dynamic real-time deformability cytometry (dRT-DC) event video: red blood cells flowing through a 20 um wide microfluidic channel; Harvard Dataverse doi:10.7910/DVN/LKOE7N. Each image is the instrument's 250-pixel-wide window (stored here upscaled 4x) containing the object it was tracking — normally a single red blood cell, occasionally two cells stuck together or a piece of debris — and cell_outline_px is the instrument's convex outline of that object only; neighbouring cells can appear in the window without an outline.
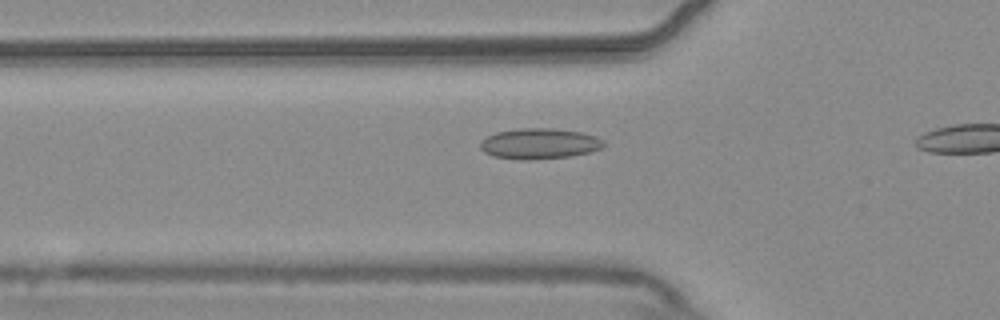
{"species": "common noctule bat (a hibernating species)", "species_latin": "Nyctalus noctula", "temperature_condition": "warm", "stored_images_in_passage": 12, "camera_frame_rate_fps": 3000, "um_per_image_px": 0.085, "animal": {"sex": "male", "body_mass_g": 20.4}, "frame": {"image": 1, "passage_image": 10, "time_ms": 3.0, "image_size_px": [1000, 320], "cell_outline_px": [[608, 144], [604, 148], [592, 152], [572, 156], [528, 160], [520, 160], [492, 156], [484, 152], [480, 148], [480, 144], [488, 136], [496, 132], [520, 128], [552, 128], [580, 132], [596, 136], [604, 140]], "centroid_in_image_um": [45.91, 12.22], "position_along_channel_um": 79.9, "area_um2": 22.31}}